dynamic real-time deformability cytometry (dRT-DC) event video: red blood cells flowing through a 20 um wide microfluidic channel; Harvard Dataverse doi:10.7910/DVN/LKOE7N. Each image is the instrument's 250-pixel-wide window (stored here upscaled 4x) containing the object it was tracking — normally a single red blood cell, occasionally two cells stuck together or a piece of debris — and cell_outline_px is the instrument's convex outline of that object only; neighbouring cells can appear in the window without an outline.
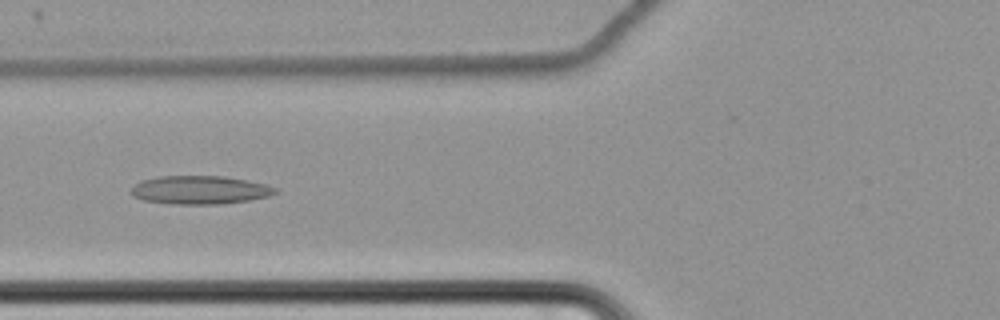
{"species": "common noctule bat (a hibernating species)", "species_latin": "Nyctalus noctula", "temperature_condition": "cold", "stored_images_in_passage": 65, "camera_frame_rate_fps": 3000, "um_per_image_px": 0.085, "animal": {"sex": "female", "body_mass_g": 22.7, "forearm_length_mm": 54.2}, "frame": {"image": 1, "passage_image": 29, "time_ms": 9.333, "image_size_px": [1000, 320], "cell_outline_px": [[280, 192], [268, 196], [248, 200], [224, 204], [172, 204], [144, 200], [132, 196], [128, 192], [140, 180], [160, 176], [224, 176], [268, 184], [280, 188]], "centroid_in_image_um": [17.02, 16.14], "position_along_channel_um": 108.8, "area_um2": 24.16}}
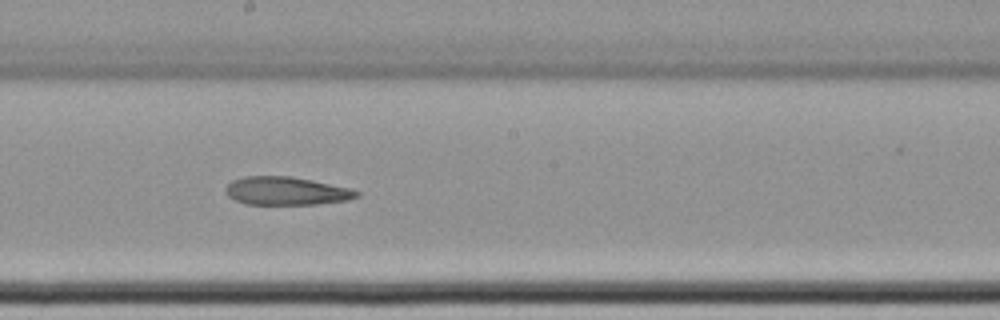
{"frame": {"image": 2, "passage_image": 39, "time_ms": 12.667, "image_size_px": [1000, 320], "cell_outline_px": [[360, 196], [348, 200], [316, 204], [244, 204], [228, 196], [228, 184], [232, 180], [244, 176], [292, 176], [312, 180], [348, 188], [360, 192]], "centroid_in_image_um": [24.35, 16.23], "position_along_channel_um": 223.8, "area_um2": 21.33}}
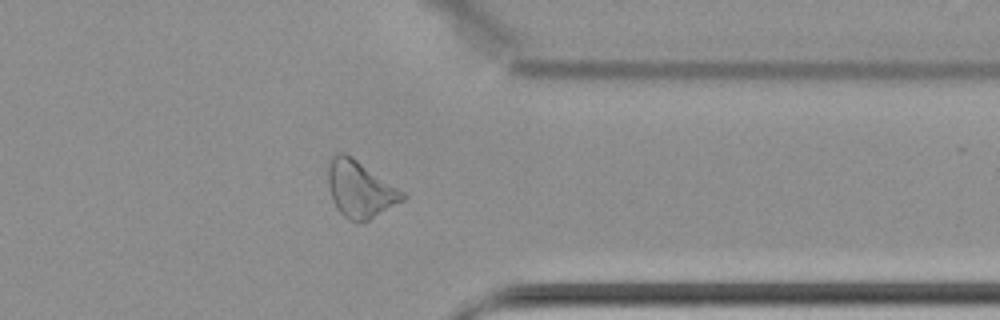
{"frame": {"image": 3, "passage_image": 53, "time_ms": 17.333, "image_size_px": [1000, 320], "cell_outline_px": [[408, 196], [404, 200], [368, 220], [356, 224], [348, 220], [336, 208], [332, 200], [328, 184], [328, 164], [332, 156], [336, 152], [344, 152], [352, 156], [408, 192]], "centroid_in_image_um": [30.64, 16.07], "position_along_channel_um": 380.8, "area_um2": 25.26}}